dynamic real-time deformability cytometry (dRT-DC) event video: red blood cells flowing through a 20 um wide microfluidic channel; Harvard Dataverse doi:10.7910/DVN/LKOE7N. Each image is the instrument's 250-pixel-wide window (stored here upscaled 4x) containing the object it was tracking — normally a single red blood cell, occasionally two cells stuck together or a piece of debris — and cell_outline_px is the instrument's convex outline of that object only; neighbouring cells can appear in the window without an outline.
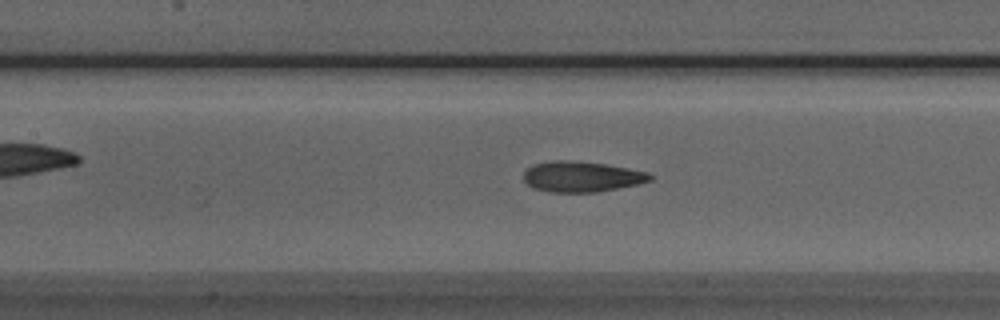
{"species": "Egyptian fruit bat (a non-hibernating species)", "species_latin": "Rousettus aegyptiacus", "temperature_condition": "room temperature", "stored_images_in_passage": 40, "camera_frame_rate_fps": 3000, "um_per_image_px": 0.085, "animal": {"sex": "male"}, "frame": {"image": 1, "passage_image": 16, "time_ms": 5.0, "image_size_px": [1000, 320], "cell_outline_px": [[652, 180], [636, 184], [596, 192], [548, 192], [532, 188], [524, 180], [524, 172], [532, 164], [556, 160], [560, 160], [604, 164], [648, 172], [652, 176]], "centroid_in_image_um": [49.39, 15.02], "position_along_channel_um": 158.0, "area_um2": 22.2}}
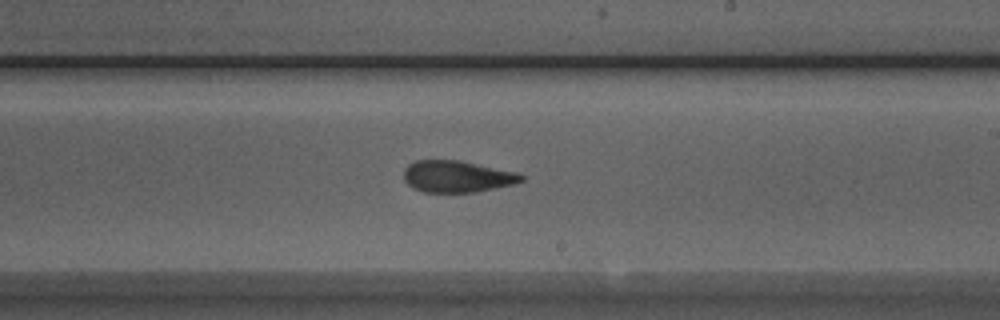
{"frame": {"image": 2, "passage_image": 23, "time_ms": 7.333, "image_size_px": [1000, 320], "cell_outline_px": [[524, 180], [512, 184], [496, 188], [476, 192], [424, 192], [412, 188], [404, 180], [404, 168], [408, 164], [416, 160], [460, 160], [516, 172], [524, 176]], "centroid_in_image_um": [38.82, 15.0], "position_along_channel_um": 250.2, "area_um2": 21.73}}
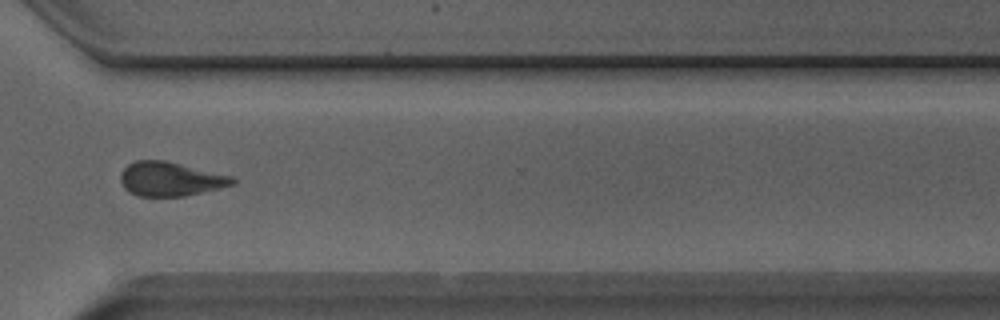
{"frame": {"image": 3, "passage_image": 31, "time_ms": 10.0, "image_size_px": [1000, 320], "cell_outline_px": [[236, 184], [220, 188], [184, 196], [136, 196], [128, 192], [124, 188], [120, 180], [120, 172], [128, 164], [136, 160], [168, 160], [232, 176], [236, 180]], "centroid_in_image_um": [14.47, 15.21], "position_along_channel_um": 356.1, "area_um2": 22.54}, "authors_computed_cell_mechanics": {"area_um2": 22.3397, "velocity_mm_per_s": 3.9682, "shape_relaxation_time_tau1_ms": 6.716, "shape_relaxation_time_tau2_ms": 1.9302, "deformation_change_tau1": 0.1636, "deformation_change_tau2": 0.0984}}